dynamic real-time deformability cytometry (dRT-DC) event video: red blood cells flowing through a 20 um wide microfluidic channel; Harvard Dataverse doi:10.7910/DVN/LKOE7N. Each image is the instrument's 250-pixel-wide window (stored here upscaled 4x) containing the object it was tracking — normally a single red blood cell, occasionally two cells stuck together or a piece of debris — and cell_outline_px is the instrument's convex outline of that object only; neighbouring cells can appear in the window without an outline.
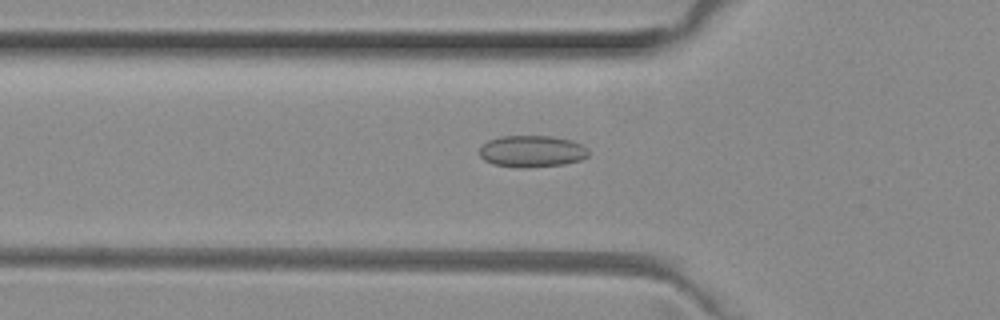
{"species": "common noctule bat (a hibernating species)", "species_latin": "Nyctalus noctula", "temperature_condition": "room temperature", "stored_images_in_passage": 51, "camera_frame_rate_fps": 3000, "um_per_image_px": 0.085, "animal": {"sex": "female", "body_mass_g": 29.2, "forearm_length_mm": 56.3}, "frame": {"image": 1, "passage_image": 17, "time_ms": 5.333, "image_size_px": [1000, 320], "cell_outline_px": [[588, 156], [580, 160], [564, 164], [524, 168], [520, 168], [492, 164], [484, 160], [480, 156], [480, 148], [488, 140], [500, 136], [552, 136], [572, 140], [588, 148]], "centroid_in_image_um": [45.21, 12.86], "position_along_channel_um": 80.6, "area_um2": 20.23}}
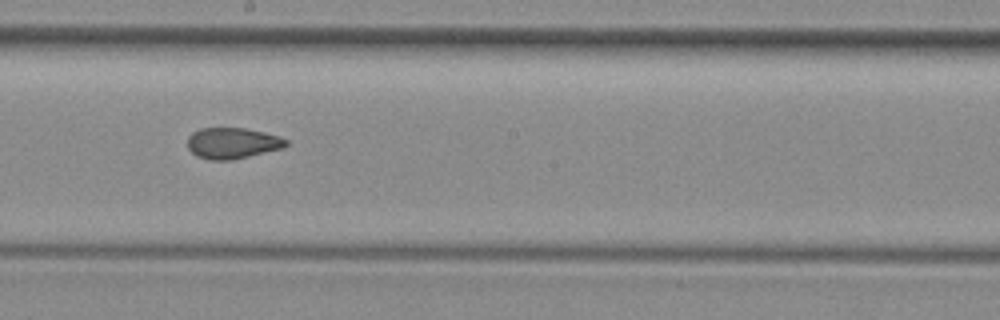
{"frame": {"image": 2, "passage_image": 28, "time_ms": 9.0, "image_size_px": [1000, 320], "cell_outline_px": [[288, 144], [284, 148], [232, 160], [212, 160], [196, 156], [188, 148], [188, 136], [192, 132], [200, 128], [244, 128], [264, 132], [280, 136], [288, 140]], "centroid_in_image_um": [19.77, 12.16], "position_along_channel_um": 228.4, "area_um2": 17.92}}
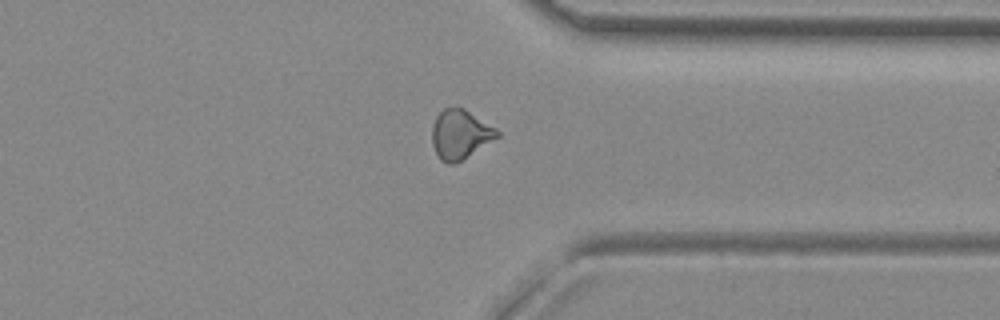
{"frame": {"image": 3, "passage_image": 39, "time_ms": 12.667, "image_size_px": [1000, 320], "cell_outline_px": [[500, 136], [460, 160], [452, 164], [448, 164], [440, 160], [432, 144], [432, 128], [436, 116], [444, 108], [464, 108], [496, 128], [500, 132]], "centroid_in_image_um": [39.11, 11.41], "position_along_channel_um": 372.3, "area_um2": 18.38}, "authors_computed_cell_mechanics": {"area_um2": 18.6694, "velocity_mm_per_s": 4.0154, "shape_relaxation_time_tau1_ms": null, "shape_relaxation_time_tau2_ms": 2.045, "deformation_change_tau1": null, "deformation_change_tau2": 0.0729}}